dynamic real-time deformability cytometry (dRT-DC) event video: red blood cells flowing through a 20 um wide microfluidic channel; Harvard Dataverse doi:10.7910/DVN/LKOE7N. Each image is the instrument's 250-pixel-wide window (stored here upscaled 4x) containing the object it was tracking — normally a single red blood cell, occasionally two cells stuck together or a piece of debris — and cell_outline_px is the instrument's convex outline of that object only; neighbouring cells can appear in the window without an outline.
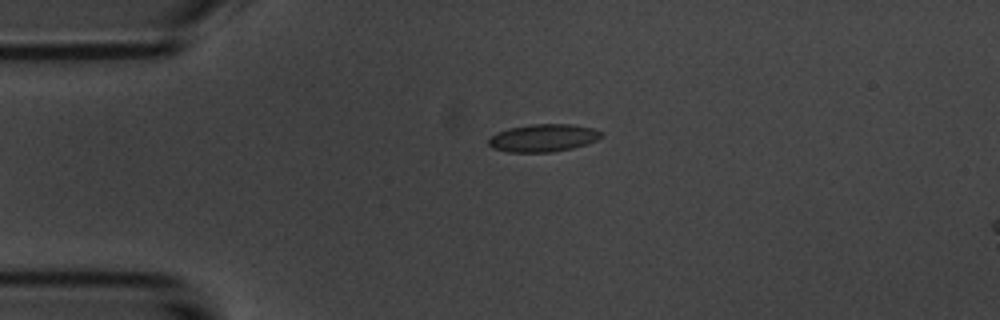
{"species": "common noctule bat (a hibernating species)", "species_latin": "Nyctalus noctula", "temperature_condition": "room temperature", "stored_images_in_passage": 3, "camera_frame_rate_fps": 3000, "um_per_image_px": 0.085, "animal": {"sex": "male", "body_mass_g": 20.1, "forearm_length_mm": 53.5}, "frame": {"image": 1, "passage_image": 1, "time_ms": 0.0, "image_size_px": [1000, 320], "cell_outline_px": [[604, 132], [596, 140], [572, 148], [552, 152], [508, 152], [492, 148], [488, 144], [488, 140], [496, 132], [508, 128], [532, 124], [572, 124], [592, 128]], "centroid_in_image_um": [46.14, 11.72], "position_along_channel_um": 38.9, "area_um2": 18.09}}
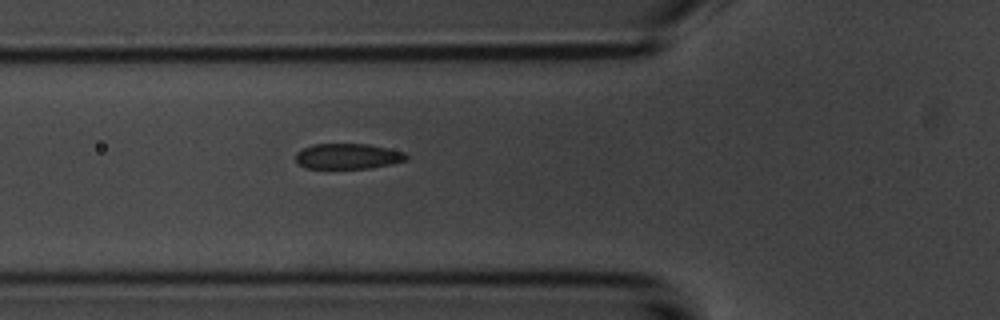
{"frame": {"image": 2, "passage_image": 3, "time_ms": 2.333, "image_size_px": [1000, 320], "cell_outline_px": [[408, 160], [392, 164], [368, 168], [304, 168], [296, 160], [296, 152], [312, 144], [368, 144], [388, 148], [404, 152], [408, 156]], "centroid_in_image_um": [29.59, 13.28], "position_along_channel_um": 96.2, "area_um2": 16.42}}